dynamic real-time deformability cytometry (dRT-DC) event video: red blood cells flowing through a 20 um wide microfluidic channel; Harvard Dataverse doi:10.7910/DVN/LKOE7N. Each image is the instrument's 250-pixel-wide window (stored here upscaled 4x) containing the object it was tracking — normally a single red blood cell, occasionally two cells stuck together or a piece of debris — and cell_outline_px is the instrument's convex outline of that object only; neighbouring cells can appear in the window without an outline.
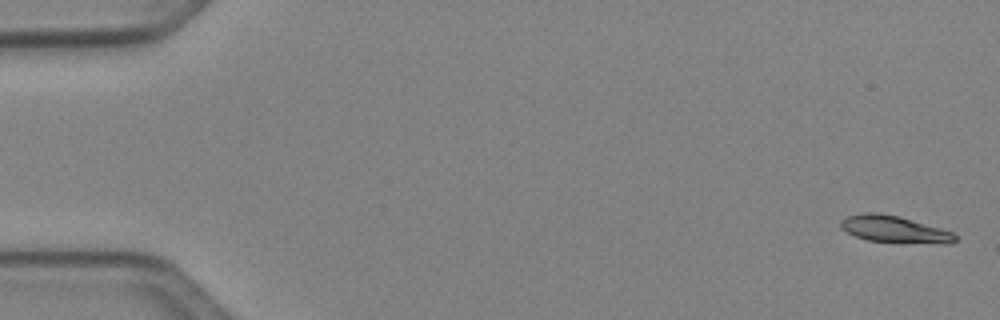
{"species": "Egyptian fruit bat (a non-hibernating species)", "species_latin": "Rousettus aegyptiacus", "temperature_condition": "cold", "stored_images_in_passage": 5, "camera_frame_rate_fps": 3000, "um_per_image_px": 0.085, "animal": {"sex": "female"}, "frame": {"image": 1, "passage_image": 1, "time_ms": 0.0, "image_size_px": [1000, 320], "cell_outline_px": [[956, 240], [944, 244], [940, 244], [868, 240], [856, 236], [840, 228], [840, 220], [848, 216], [864, 212], [880, 212], [900, 216], [940, 228], [952, 232], [956, 236]], "centroid_in_image_um": [76.0, 19.47], "position_along_channel_um": 9.0, "area_um2": 17.74}}
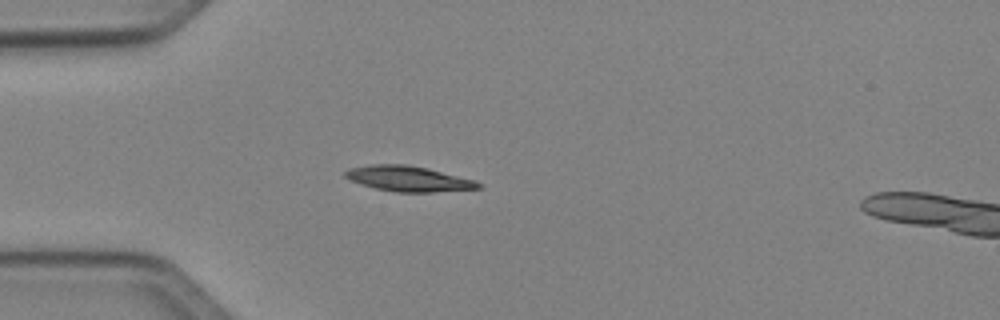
{"frame": {"image": 2, "passage_image": 4, "time_ms": 4.333, "image_size_px": [1000, 320], "cell_outline_px": [[480, 188], [432, 192], [396, 192], [376, 188], [352, 180], [344, 176], [344, 172], [348, 168], [372, 164], [408, 164], [428, 168], [476, 180], [480, 184]], "centroid_in_image_um": [34.72, 15.17], "position_along_channel_um": 50.3, "area_um2": 19.54}}